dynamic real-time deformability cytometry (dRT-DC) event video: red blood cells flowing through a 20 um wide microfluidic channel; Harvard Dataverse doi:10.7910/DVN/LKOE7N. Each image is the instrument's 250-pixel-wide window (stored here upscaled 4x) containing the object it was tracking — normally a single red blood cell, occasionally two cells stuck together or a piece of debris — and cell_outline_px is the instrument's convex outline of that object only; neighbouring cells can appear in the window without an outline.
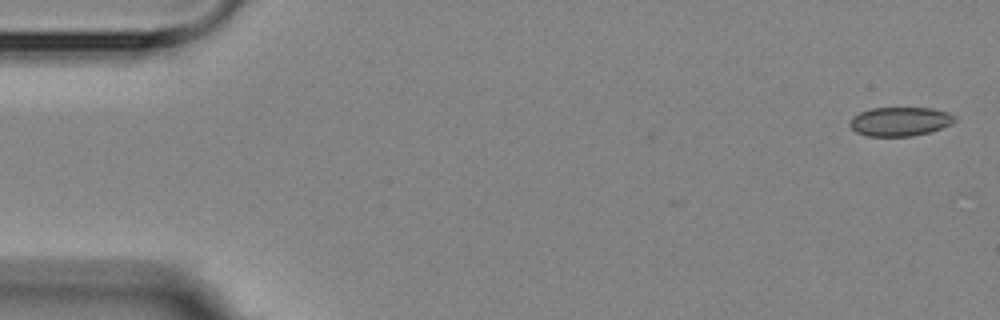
{"species": "Egyptian fruit bat (a non-hibernating species)", "species_latin": "Rousettus aegyptiacus", "temperature_condition": "room temperature", "stored_images_in_passage": 5, "camera_frame_rate_fps": 3000, "um_per_image_px": 0.085, "animal": {"sex": "female"}, "frame": {"image": 1, "passage_image": 1, "time_ms": 0.0, "image_size_px": [1000, 320], "cell_outline_px": [[956, 120], [952, 124], [928, 132], [912, 136], [868, 136], [856, 132], [848, 124], [852, 116], [860, 112], [872, 108], [932, 108], [948, 112], [956, 116]], "centroid_in_image_um": [76.49, 10.32], "position_along_channel_um": 8.5, "area_um2": 17.74}}
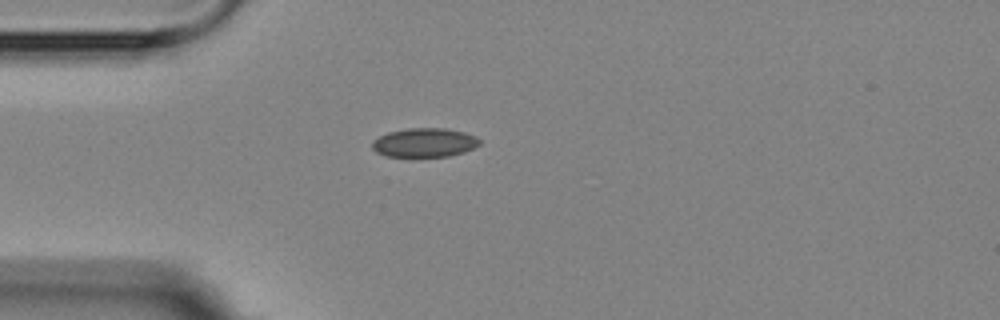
{"frame": {"image": 2, "passage_image": 5, "time_ms": 4.333, "image_size_px": [1000, 320], "cell_outline_px": [[480, 144], [464, 152], [448, 156], [416, 160], [384, 156], [376, 152], [372, 148], [372, 140], [388, 132], [408, 128], [444, 128], [464, 132], [476, 136], [480, 140]], "centroid_in_image_um": [36.03, 12.17], "position_along_channel_um": 49.0, "area_um2": 19.02}}